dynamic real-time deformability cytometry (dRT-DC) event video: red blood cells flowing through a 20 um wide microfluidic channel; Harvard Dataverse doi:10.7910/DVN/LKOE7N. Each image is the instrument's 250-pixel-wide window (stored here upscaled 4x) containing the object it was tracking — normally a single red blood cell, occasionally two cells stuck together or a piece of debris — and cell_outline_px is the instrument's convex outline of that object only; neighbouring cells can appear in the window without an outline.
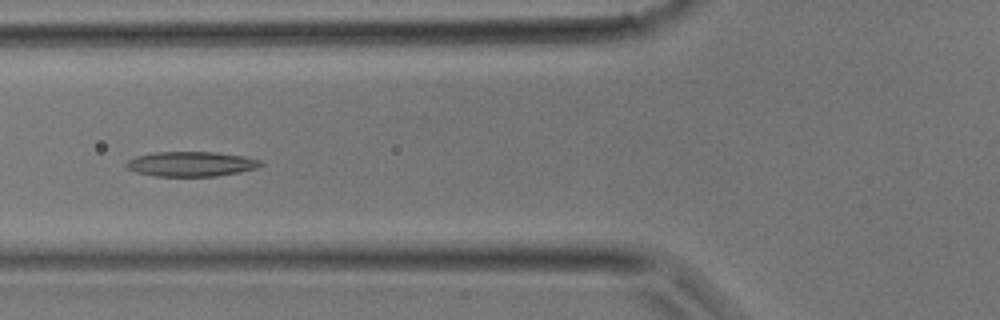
{"species": "common noctule bat (a hibernating species)", "species_latin": "Nyctalus noctula", "temperature_condition": "room temperature", "stored_images_in_passage": 34, "camera_frame_rate_fps": 3000, "um_per_image_px": 0.085, "animal": {"sex": "male", "body_mass_g": 17.9}, "frame": {"image": 1, "passage_image": 13, "time_ms": 4.0, "image_size_px": [1000, 320], "cell_outline_px": [[264, 164], [256, 168], [240, 172], [216, 176], [156, 176], [136, 172], [128, 168], [124, 164], [128, 160], [136, 156], [156, 152], [216, 152], [244, 156], [260, 160]], "centroid_in_image_um": [16.25, 13.93], "position_along_channel_um": 109.5, "area_um2": 19.42}}
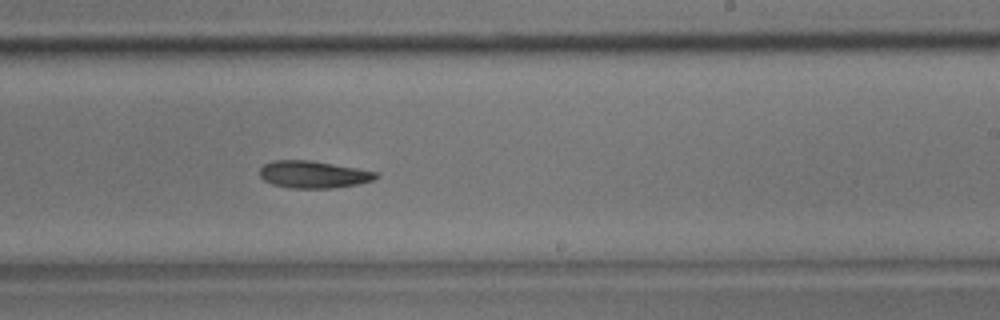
{"frame": {"image": 2, "passage_image": 21, "time_ms": 6.667, "image_size_px": [1000, 320], "cell_outline_px": [[380, 176], [372, 180], [356, 184], [332, 188], [292, 188], [272, 184], [264, 180], [260, 176], [260, 168], [264, 164], [272, 160], [312, 160], [356, 168], [376, 172]], "centroid_in_image_um": [26.61, 14.82], "position_along_channel_um": 262.4, "area_um2": 18.32}}
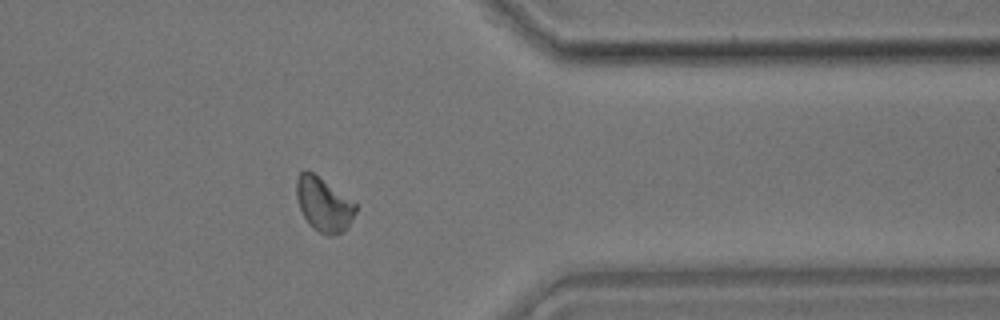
{"frame": {"image": 3, "passage_image": 28, "time_ms": 9.0, "image_size_px": [1000, 320], "cell_outline_px": [[360, 204], [356, 212], [348, 224], [340, 232], [328, 236], [312, 228], [308, 224], [300, 208], [296, 196], [296, 180], [300, 172], [312, 172], [356, 200]], "centroid_in_image_um": [27.55, 17.35], "position_along_channel_um": 383.8, "area_um2": 18.79}}